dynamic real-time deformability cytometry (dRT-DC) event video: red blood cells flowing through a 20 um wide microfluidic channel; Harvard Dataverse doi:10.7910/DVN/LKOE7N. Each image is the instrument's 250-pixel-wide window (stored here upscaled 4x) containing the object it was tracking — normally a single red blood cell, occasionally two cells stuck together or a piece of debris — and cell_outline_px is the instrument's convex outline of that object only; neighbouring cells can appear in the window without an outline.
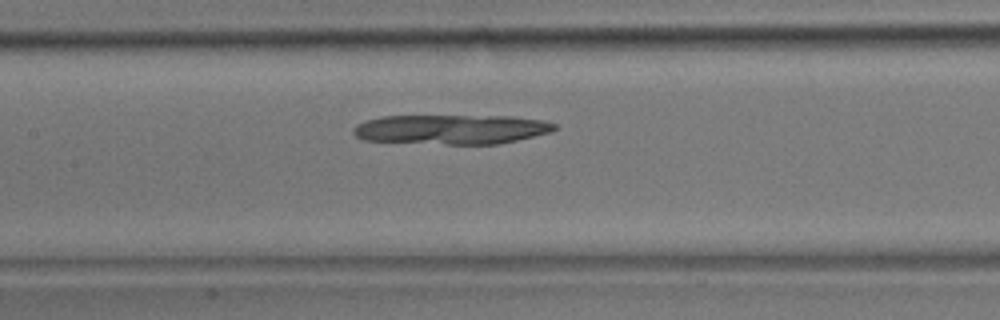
{"species": "common noctule bat (a hibernating species)", "species_latin": "Nyctalus noctula", "temperature_condition": "room temperature", "stored_images_in_passage": 39, "camera_frame_rate_fps": 3000, "um_per_image_px": 0.085, "animal": {"sex": "male", "body_mass_g": 17.9}, "frame": {"image": 1, "passage_image": 16, "time_ms": 5.0, "image_size_px": [1000, 320], "cell_outline_px": [[556, 128], [552, 132], [516, 140], [496, 144], [448, 144], [364, 140], [356, 136], [352, 132], [352, 128], [356, 124], [380, 116], [512, 116], [544, 120], [556, 124]], "centroid_in_image_um": [38.37, 10.99], "position_along_channel_um": 169.0, "area_um2": 34.68}}
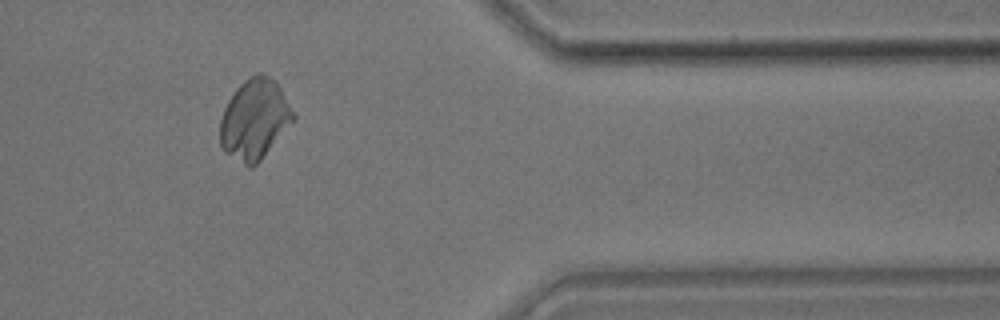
{"frame": {"image": 2, "passage_image": 32, "time_ms": 10.333, "image_size_px": [1000, 320], "cell_outline_px": [[296, 120], [260, 160], [252, 168], [248, 168], [224, 152], [220, 144], [220, 120], [224, 108], [228, 100], [236, 88], [244, 80], [256, 72], [260, 72], [276, 80], [296, 116]], "centroid_in_image_um": [21.64, 10.14], "position_along_channel_um": 389.8, "area_um2": 34.56}}